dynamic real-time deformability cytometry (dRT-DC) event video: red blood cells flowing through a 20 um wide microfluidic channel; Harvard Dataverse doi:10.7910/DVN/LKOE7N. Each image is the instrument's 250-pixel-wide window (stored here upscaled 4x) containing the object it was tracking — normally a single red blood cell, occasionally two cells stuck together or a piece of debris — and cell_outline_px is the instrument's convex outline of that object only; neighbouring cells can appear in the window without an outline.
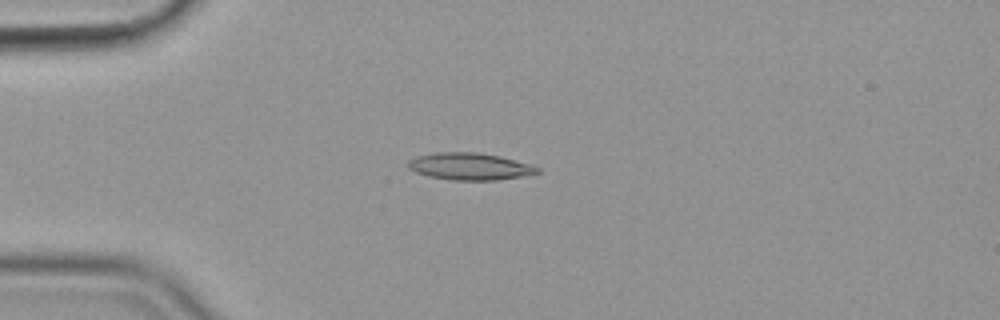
{"species": "common noctule bat (a hibernating species)", "species_latin": "Nyctalus noctula", "temperature_condition": "cold", "stored_images_in_passage": 55, "camera_frame_rate_fps": 3000, "um_per_image_px": 0.085, "animal": {"sex": "female", "body_mass_g": 19.9}, "frame": {"image": 1, "passage_image": 14, "time_ms": 4.333, "image_size_px": [1000, 320], "cell_outline_px": [[540, 172], [520, 176], [496, 180], [452, 180], [428, 176], [416, 172], [408, 168], [408, 160], [416, 156], [436, 152], [476, 152], [500, 156], [532, 164], [540, 168]], "centroid_in_image_um": [39.92, 14.14], "position_along_channel_um": 45.1, "area_um2": 20.4}}
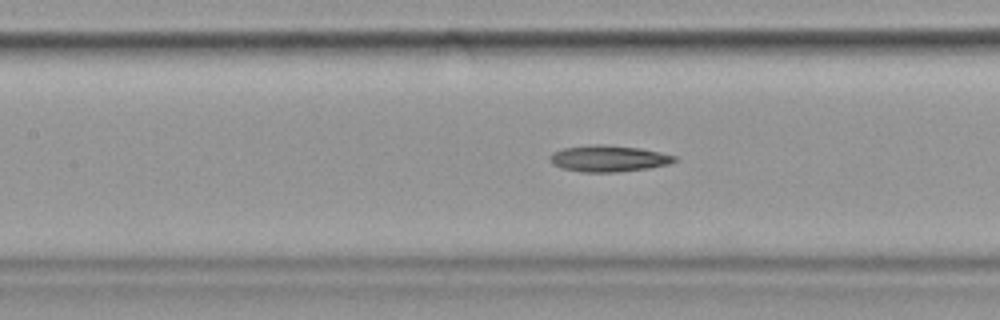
{"frame": {"image": 2, "passage_image": 25, "time_ms": 8.0, "image_size_px": [1000, 320], "cell_outline_px": [[676, 160], [668, 164], [648, 168], [616, 172], [580, 172], [560, 168], [552, 164], [548, 160], [548, 156], [552, 152], [564, 148], [596, 144], [600, 144], [640, 148], [660, 152], [676, 156]], "centroid_in_image_um": [51.66, 13.48], "position_along_channel_um": 155.7, "area_um2": 19.19}}
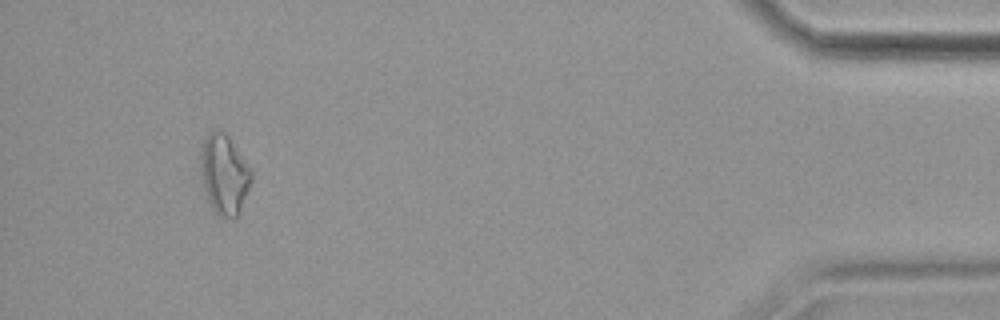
{"frame": {"image": 3, "passage_image": 52, "time_ms": 17.0, "image_size_px": [1000, 320], "cell_outline_px": [[252, 180], [240, 216], [236, 220], [224, 216], [216, 212], [212, 208], [208, 200], [200, 176], [200, 148], [208, 132], [216, 128], [224, 132], [228, 136], [252, 172]], "centroid_in_image_um": [19.05, 14.84], "position_along_channel_um": 416.2, "area_um2": 23.87}}